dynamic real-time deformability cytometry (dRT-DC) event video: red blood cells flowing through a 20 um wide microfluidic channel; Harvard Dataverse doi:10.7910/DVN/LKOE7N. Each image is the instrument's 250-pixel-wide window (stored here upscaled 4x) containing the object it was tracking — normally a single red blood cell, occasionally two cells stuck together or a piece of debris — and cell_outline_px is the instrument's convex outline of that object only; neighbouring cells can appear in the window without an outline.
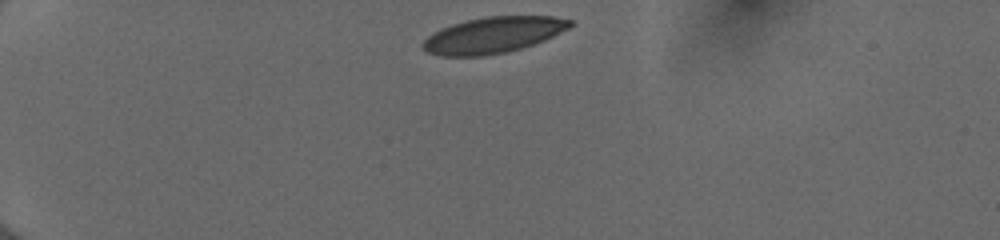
{"species": "human", "species_latin": "Homo sapiens", "temperature_condition": "cold", "stored_images_in_passage": 38, "camera_frame_rate_fps": 3000, "um_per_image_px": 0.085, "donor": {"sex": "female"}, "frame": {"image": 1, "passage_image": 1, "time_ms": 0.0, "image_size_px": [1000, 240], "cell_outline_px": [[572, 24], [568, 28], [544, 40], [520, 48], [504, 52], [484, 56], [440, 56], [428, 52], [420, 48], [420, 44], [432, 32], [440, 28], [452, 24], [484, 16], [552, 16], [572, 20]], "centroid_in_image_um": [41.85, 2.97], "position_along_channel_um": 43.2, "area_um2": 30.87}}
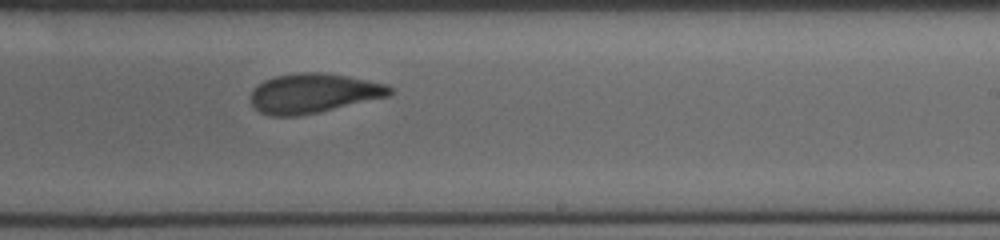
{"frame": {"image": 2, "passage_image": 22, "time_ms": 7.0, "image_size_px": [1000, 240], "cell_outline_px": [[396, 88], [388, 96], [316, 112], [296, 116], [272, 116], [260, 112], [252, 104], [248, 96], [264, 80], [276, 76], [296, 72], [324, 72], [348, 76], [388, 84]], "centroid_in_image_um": [26.65, 7.91], "position_along_channel_um": 262.4, "area_um2": 31.91}}
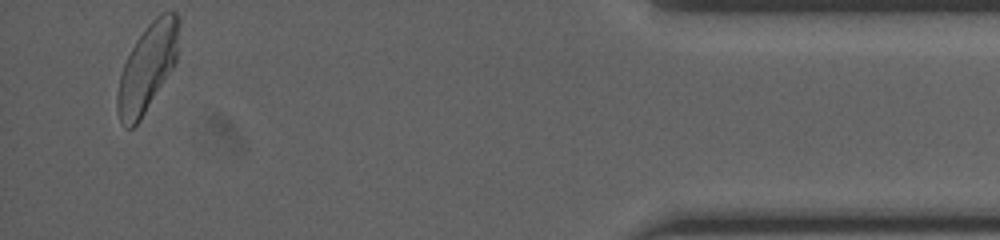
{"frame": {"image": 3, "passage_image": 38, "time_ms": 12.333, "image_size_px": [1000, 240], "cell_outline_px": [[180, 20], [176, 60], [172, 68], [140, 120], [132, 128], [128, 128], [120, 120], [116, 108], [116, 96], [120, 76], [124, 64], [136, 40], [148, 24], [160, 12], [176, 12]], "centroid_in_image_um": [12.52, 5.72], "position_along_channel_um": 422.7, "area_um2": 30.87}, "authors_computed_cell_mechanics": {"area_um2": 32.1368, "velocity_mm_per_s": 4.0122, "shape_relaxation_time_tau1_ms": 4.0604, "shape_relaxation_time_tau2_ms": 1.6551, "deformation_change_tau1": 0.146, "deformation_change_tau2": 0.0889}}